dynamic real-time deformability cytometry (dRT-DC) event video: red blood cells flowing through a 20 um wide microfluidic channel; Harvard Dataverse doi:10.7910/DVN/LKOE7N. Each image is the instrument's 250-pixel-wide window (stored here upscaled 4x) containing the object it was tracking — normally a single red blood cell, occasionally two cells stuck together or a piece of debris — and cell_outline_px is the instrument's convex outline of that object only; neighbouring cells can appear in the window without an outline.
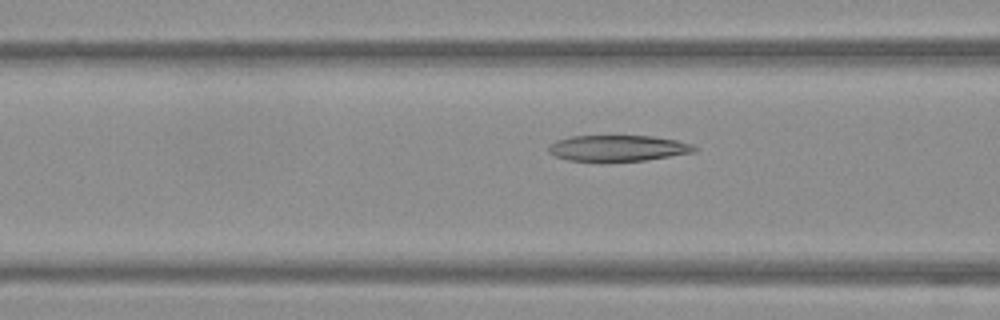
{"species": "Egyptian fruit bat (a non-hibernating species)", "species_latin": "Rousettus aegyptiacus", "temperature_condition": "warm", "stored_images_in_passage": 35, "camera_frame_rate_fps": 3000, "um_per_image_px": 0.085, "frame": {"image": 1, "passage_image": 12, "time_ms": 3.667, "image_size_px": [1000, 320], "cell_outline_px": [[696, 152], [644, 160], [568, 160], [556, 156], [548, 152], [548, 144], [556, 140], [572, 136], [652, 136], [676, 140], [692, 144], [696, 148]], "centroid_in_image_um": [52.51, 12.57], "position_along_channel_um": 114.1, "area_um2": 21.73}}
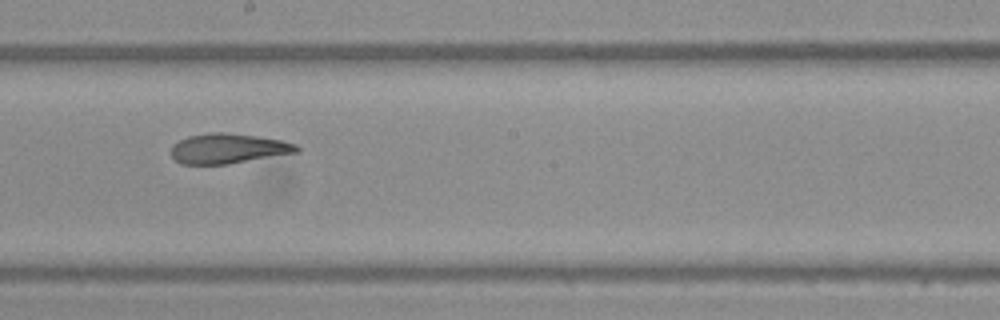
{"frame": {"image": 2, "passage_image": 21, "time_ms": 6.667, "image_size_px": [1000, 320], "cell_outline_px": [[300, 152], [228, 164], [180, 164], [172, 156], [172, 144], [188, 136], [212, 132], [220, 132], [256, 136], [284, 140], [296, 144], [300, 148]], "centroid_in_image_um": [19.43, 12.63], "position_along_channel_um": 228.8, "area_um2": 21.96}}
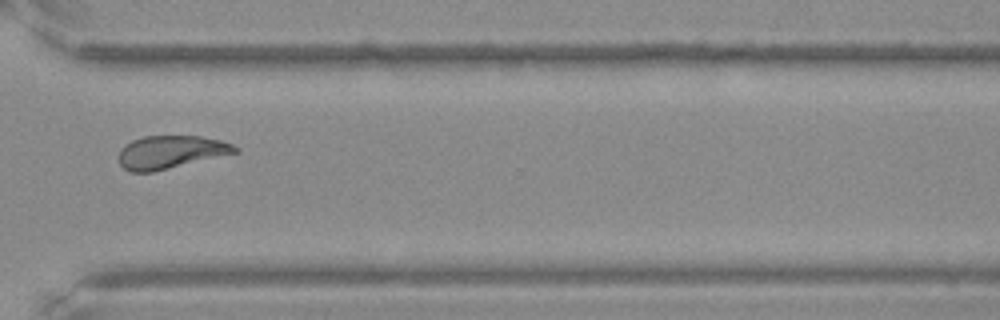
{"frame": {"image": 3, "passage_image": 31, "time_ms": 10.0, "image_size_px": [1000, 320], "cell_outline_px": [[240, 152], [152, 172], [128, 172], [120, 164], [120, 148], [124, 144], [132, 140], [144, 136], [200, 136], [220, 140], [232, 144], [240, 148]], "centroid_in_image_um": [14.52, 12.92], "position_along_channel_um": 356.1, "area_um2": 22.43}, "authors_computed_cell_mechanics": {"area_um2": 22.6576, "velocity_mm_per_s": 3.8149, "shape_relaxation_time_tau1_ms": null, "shape_relaxation_time_tau2_ms": 1.8556, "deformation_change_tau1": null, "deformation_change_tau2": 0.1013}}